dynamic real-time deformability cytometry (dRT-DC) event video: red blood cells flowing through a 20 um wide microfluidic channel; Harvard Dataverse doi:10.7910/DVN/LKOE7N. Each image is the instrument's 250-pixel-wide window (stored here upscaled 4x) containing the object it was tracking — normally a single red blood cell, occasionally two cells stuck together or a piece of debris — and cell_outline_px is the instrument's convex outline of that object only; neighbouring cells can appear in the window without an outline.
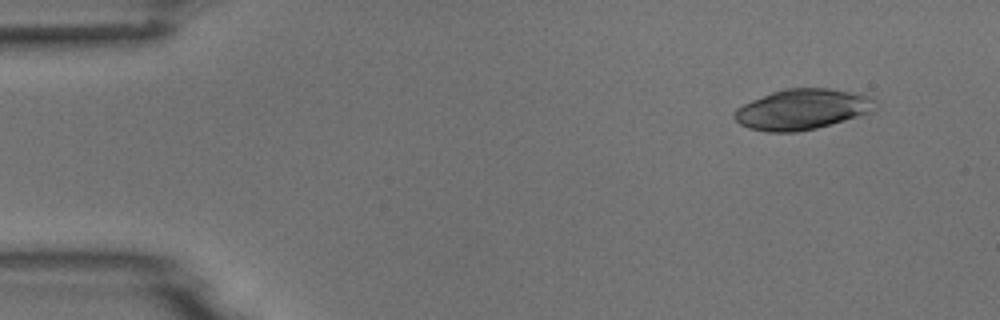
{"species": "common noctule bat (a hibernating species)", "species_latin": "Nyctalus noctula", "temperature_condition": "room temperature", "stored_images_in_passage": 5, "camera_frame_rate_fps": 3000, "um_per_image_px": 0.085, "animal": {"sex": "male", "body_mass_g": 18.8}, "frame": {"image": 1, "passage_image": 1, "time_ms": 0.0, "image_size_px": [1000, 320], "cell_outline_px": [[872, 112], [816, 128], [796, 132], [768, 132], [748, 128], [740, 124], [732, 116], [736, 108], [752, 100], [772, 92], [784, 88], [828, 88], [868, 96], [872, 100]], "centroid_in_image_um": [68.1, 9.3], "position_along_channel_um": 16.9, "area_um2": 32.71}}